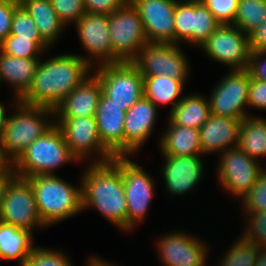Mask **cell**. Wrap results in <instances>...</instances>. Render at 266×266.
<instances>
[{"label": "cell", "mask_w": 266, "mask_h": 266, "mask_svg": "<svg viewBox=\"0 0 266 266\" xmlns=\"http://www.w3.org/2000/svg\"><path fill=\"white\" fill-rule=\"evenodd\" d=\"M246 227L241 237L258 246H266V212H245Z\"/></svg>", "instance_id": "cell-36"}, {"label": "cell", "mask_w": 266, "mask_h": 266, "mask_svg": "<svg viewBox=\"0 0 266 266\" xmlns=\"http://www.w3.org/2000/svg\"><path fill=\"white\" fill-rule=\"evenodd\" d=\"M241 119L215 116L210 114L208 120L199 128L200 145L203 155L220 154L227 149L238 147Z\"/></svg>", "instance_id": "cell-22"}, {"label": "cell", "mask_w": 266, "mask_h": 266, "mask_svg": "<svg viewBox=\"0 0 266 266\" xmlns=\"http://www.w3.org/2000/svg\"><path fill=\"white\" fill-rule=\"evenodd\" d=\"M217 177L220 185L236 198L251 190L265 167L249 157L239 147L219 154Z\"/></svg>", "instance_id": "cell-13"}, {"label": "cell", "mask_w": 266, "mask_h": 266, "mask_svg": "<svg viewBox=\"0 0 266 266\" xmlns=\"http://www.w3.org/2000/svg\"><path fill=\"white\" fill-rule=\"evenodd\" d=\"M40 58H18L0 52V78L13 86L14 100H19L30 88Z\"/></svg>", "instance_id": "cell-23"}, {"label": "cell", "mask_w": 266, "mask_h": 266, "mask_svg": "<svg viewBox=\"0 0 266 266\" xmlns=\"http://www.w3.org/2000/svg\"><path fill=\"white\" fill-rule=\"evenodd\" d=\"M266 20V0H239L233 21L247 35Z\"/></svg>", "instance_id": "cell-30"}, {"label": "cell", "mask_w": 266, "mask_h": 266, "mask_svg": "<svg viewBox=\"0 0 266 266\" xmlns=\"http://www.w3.org/2000/svg\"><path fill=\"white\" fill-rule=\"evenodd\" d=\"M241 199L245 212H266V169Z\"/></svg>", "instance_id": "cell-38"}, {"label": "cell", "mask_w": 266, "mask_h": 266, "mask_svg": "<svg viewBox=\"0 0 266 266\" xmlns=\"http://www.w3.org/2000/svg\"><path fill=\"white\" fill-rule=\"evenodd\" d=\"M200 48L211 59L229 66L231 70L248 67V35L232 24L220 25Z\"/></svg>", "instance_id": "cell-14"}, {"label": "cell", "mask_w": 266, "mask_h": 266, "mask_svg": "<svg viewBox=\"0 0 266 266\" xmlns=\"http://www.w3.org/2000/svg\"><path fill=\"white\" fill-rule=\"evenodd\" d=\"M221 24H233L239 0H201Z\"/></svg>", "instance_id": "cell-40"}, {"label": "cell", "mask_w": 266, "mask_h": 266, "mask_svg": "<svg viewBox=\"0 0 266 266\" xmlns=\"http://www.w3.org/2000/svg\"><path fill=\"white\" fill-rule=\"evenodd\" d=\"M13 106L16 107L15 112L6 116L0 130V149L10 163L54 125L50 119L54 118L53 109L27 106L17 100H14Z\"/></svg>", "instance_id": "cell-3"}, {"label": "cell", "mask_w": 266, "mask_h": 266, "mask_svg": "<svg viewBox=\"0 0 266 266\" xmlns=\"http://www.w3.org/2000/svg\"><path fill=\"white\" fill-rule=\"evenodd\" d=\"M51 3L65 26L74 25L86 13L83 0H51Z\"/></svg>", "instance_id": "cell-39"}, {"label": "cell", "mask_w": 266, "mask_h": 266, "mask_svg": "<svg viewBox=\"0 0 266 266\" xmlns=\"http://www.w3.org/2000/svg\"><path fill=\"white\" fill-rule=\"evenodd\" d=\"M86 266H115L112 263L110 264V262L108 263V261H104V259L102 260L100 257L97 256H91L90 259H88V263Z\"/></svg>", "instance_id": "cell-48"}, {"label": "cell", "mask_w": 266, "mask_h": 266, "mask_svg": "<svg viewBox=\"0 0 266 266\" xmlns=\"http://www.w3.org/2000/svg\"><path fill=\"white\" fill-rule=\"evenodd\" d=\"M19 0H0V44L10 34L11 23Z\"/></svg>", "instance_id": "cell-41"}, {"label": "cell", "mask_w": 266, "mask_h": 266, "mask_svg": "<svg viewBox=\"0 0 266 266\" xmlns=\"http://www.w3.org/2000/svg\"><path fill=\"white\" fill-rule=\"evenodd\" d=\"M238 147L258 161L266 156V119L249 115L241 121Z\"/></svg>", "instance_id": "cell-29"}, {"label": "cell", "mask_w": 266, "mask_h": 266, "mask_svg": "<svg viewBox=\"0 0 266 266\" xmlns=\"http://www.w3.org/2000/svg\"><path fill=\"white\" fill-rule=\"evenodd\" d=\"M10 34L24 39H42L33 18L20 4L14 11Z\"/></svg>", "instance_id": "cell-37"}, {"label": "cell", "mask_w": 266, "mask_h": 266, "mask_svg": "<svg viewBox=\"0 0 266 266\" xmlns=\"http://www.w3.org/2000/svg\"><path fill=\"white\" fill-rule=\"evenodd\" d=\"M139 11L151 43H175V7L178 0H130Z\"/></svg>", "instance_id": "cell-17"}, {"label": "cell", "mask_w": 266, "mask_h": 266, "mask_svg": "<svg viewBox=\"0 0 266 266\" xmlns=\"http://www.w3.org/2000/svg\"><path fill=\"white\" fill-rule=\"evenodd\" d=\"M179 44L147 43L133 63L142 76H164L181 80L184 84L189 75V62Z\"/></svg>", "instance_id": "cell-10"}, {"label": "cell", "mask_w": 266, "mask_h": 266, "mask_svg": "<svg viewBox=\"0 0 266 266\" xmlns=\"http://www.w3.org/2000/svg\"><path fill=\"white\" fill-rule=\"evenodd\" d=\"M55 120V121H54ZM63 136L71 154L84 162L97 153V158L91 163H107L113 156L102 146L95 116L76 118H53ZM85 159V160H84Z\"/></svg>", "instance_id": "cell-9"}, {"label": "cell", "mask_w": 266, "mask_h": 266, "mask_svg": "<svg viewBox=\"0 0 266 266\" xmlns=\"http://www.w3.org/2000/svg\"><path fill=\"white\" fill-rule=\"evenodd\" d=\"M6 116H7V115H6L5 107H4L3 104L0 102V130H1L2 125H3L4 122H5Z\"/></svg>", "instance_id": "cell-50"}, {"label": "cell", "mask_w": 266, "mask_h": 266, "mask_svg": "<svg viewBox=\"0 0 266 266\" xmlns=\"http://www.w3.org/2000/svg\"><path fill=\"white\" fill-rule=\"evenodd\" d=\"M112 42V63L133 62L141 49L149 43L137 8L128 0L109 14Z\"/></svg>", "instance_id": "cell-6"}, {"label": "cell", "mask_w": 266, "mask_h": 266, "mask_svg": "<svg viewBox=\"0 0 266 266\" xmlns=\"http://www.w3.org/2000/svg\"><path fill=\"white\" fill-rule=\"evenodd\" d=\"M174 15L175 44H193V0H178Z\"/></svg>", "instance_id": "cell-34"}, {"label": "cell", "mask_w": 266, "mask_h": 266, "mask_svg": "<svg viewBox=\"0 0 266 266\" xmlns=\"http://www.w3.org/2000/svg\"><path fill=\"white\" fill-rule=\"evenodd\" d=\"M15 171L13 169L12 163H10L1 173H0V205L4 198V192L6 187L15 177Z\"/></svg>", "instance_id": "cell-46"}, {"label": "cell", "mask_w": 266, "mask_h": 266, "mask_svg": "<svg viewBox=\"0 0 266 266\" xmlns=\"http://www.w3.org/2000/svg\"><path fill=\"white\" fill-rule=\"evenodd\" d=\"M19 3L33 18L42 39L53 46L66 26L55 12L51 0H19Z\"/></svg>", "instance_id": "cell-25"}, {"label": "cell", "mask_w": 266, "mask_h": 266, "mask_svg": "<svg viewBox=\"0 0 266 266\" xmlns=\"http://www.w3.org/2000/svg\"><path fill=\"white\" fill-rule=\"evenodd\" d=\"M78 161L70 152L60 128L54 124L12 163L15 175L28 178L55 174L66 163Z\"/></svg>", "instance_id": "cell-5"}, {"label": "cell", "mask_w": 266, "mask_h": 266, "mask_svg": "<svg viewBox=\"0 0 266 266\" xmlns=\"http://www.w3.org/2000/svg\"><path fill=\"white\" fill-rule=\"evenodd\" d=\"M144 97L149 99L156 107L158 105L172 104L170 111L183 99L184 83L171 77L143 76Z\"/></svg>", "instance_id": "cell-28"}, {"label": "cell", "mask_w": 266, "mask_h": 266, "mask_svg": "<svg viewBox=\"0 0 266 266\" xmlns=\"http://www.w3.org/2000/svg\"><path fill=\"white\" fill-rule=\"evenodd\" d=\"M128 0H83L85 12L112 14L121 8Z\"/></svg>", "instance_id": "cell-43"}, {"label": "cell", "mask_w": 266, "mask_h": 266, "mask_svg": "<svg viewBox=\"0 0 266 266\" xmlns=\"http://www.w3.org/2000/svg\"><path fill=\"white\" fill-rule=\"evenodd\" d=\"M62 251L36 246L23 266H73Z\"/></svg>", "instance_id": "cell-35"}, {"label": "cell", "mask_w": 266, "mask_h": 266, "mask_svg": "<svg viewBox=\"0 0 266 266\" xmlns=\"http://www.w3.org/2000/svg\"><path fill=\"white\" fill-rule=\"evenodd\" d=\"M10 164V162L4 157L0 149V173Z\"/></svg>", "instance_id": "cell-49"}, {"label": "cell", "mask_w": 266, "mask_h": 266, "mask_svg": "<svg viewBox=\"0 0 266 266\" xmlns=\"http://www.w3.org/2000/svg\"><path fill=\"white\" fill-rule=\"evenodd\" d=\"M168 114V119L176 125L199 129L210 116L209 99L198 93L184 95Z\"/></svg>", "instance_id": "cell-27"}, {"label": "cell", "mask_w": 266, "mask_h": 266, "mask_svg": "<svg viewBox=\"0 0 266 266\" xmlns=\"http://www.w3.org/2000/svg\"><path fill=\"white\" fill-rule=\"evenodd\" d=\"M167 122L169 126L159 139L162 155L204 156L200 145L199 129L176 125L170 119Z\"/></svg>", "instance_id": "cell-24"}, {"label": "cell", "mask_w": 266, "mask_h": 266, "mask_svg": "<svg viewBox=\"0 0 266 266\" xmlns=\"http://www.w3.org/2000/svg\"><path fill=\"white\" fill-rule=\"evenodd\" d=\"M34 192L37 210L48 227L62 222L83 210L82 185L74 186L56 174L26 178Z\"/></svg>", "instance_id": "cell-4"}, {"label": "cell", "mask_w": 266, "mask_h": 266, "mask_svg": "<svg viewBox=\"0 0 266 266\" xmlns=\"http://www.w3.org/2000/svg\"><path fill=\"white\" fill-rule=\"evenodd\" d=\"M266 51L250 52L247 70L252 79L266 82Z\"/></svg>", "instance_id": "cell-44"}, {"label": "cell", "mask_w": 266, "mask_h": 266, "mask_svg": "<svg viewBox=\"0 0 266 266\" xmlns=\"http://www.w3.org/2000/svg\"><path fill=\"white\" fill-rule=\"evenodd\" d=\"M157 253L164 266H205L208 248L205 241L184 231L160 235Z\"/></svg>", "instance_id": "cell-15"}, {"label": "cell", "mask_w": 266, "mask_h": 266, "mask_svg": "<svg viewBox=\"0 0 266 266\" xmlns=\"http://www.w3.org/2000/svg\"><path fill=\"white\" fill-rule=\"evenodd\" d=\"M166 162L163 165L165 188L172 195H182L192 192L199 185L204 174V163L201 155L172 156L163 155Z\"/></svg>", "instance_id": "cell-18"}, {"label": "cell", "mask_w": 266, "mask_h": 266, "mask_svg": "<svg viewBox=\"0 0 266 266\" xmlns=\"http://www.w3.org/2000/svg\"><path fill=\"white\" fill-rule=\"evenodd\" d=\"M250 52L266 51V20L248 34Z\"/></svg>", "instance_id": "cell-45"}, {"label": "cell", "mask_w": 266, "mask_h": 266, "mask_svg": "<svg viewBox=\"0 0 266 266\" xmlns=\"http://www.w3.org/2000/svg\"><path fill=\"white\" fill-rule=\"evenodd\" d=\"M74 25L81 45L89 56H82V58L86 60L92 68L96 67L95 65L98 62V65L112 63L109 16L106 14L86 12ZM94 61L97 62L94 63Z\"/></svg>", "instance_id": "cell-16"}, {"label": "cell", "mask_w": 266, "mask_h": 266, "mask_svg": "<svg viewBox=\"0 0 266 266\" xmlns=\"http://www.w3.org/2000/svg\"><path fill=\"white\" fill-rule=\"evenodd\" d=\"M33 232L0 221V260H17L23 266L33 245Z\"/></svg>", "instance_id": "cell-26"}, {"label": "cell", "mask_w": 266, "mask_h": 266, "mask_svg": "<svg viewBox=\"0 0 266 266\" xmlns=\"http://www.w3.org/2000/svg\"><path fill=\"white\" fill-rule=\"evenodd\" d=\"M250 74L247 69H233L218 82L209 99L210 114L245 119L249 97Z\"/></svg>", "instance_id": "cell-12"}, {"label": "cell", "mask_w": 266, "mask_h": 266, "mask_svg": "<svg viewBox=\"0 0 266 266\" xmlns=\"http://www.w3.org/2000/svg\"><path fill=\"white\" fill-rule=\"evenodd\" d=\"M156 107L144 96L140 98L129 110L124 119L125 156L135 154L152 134L157 120Z\"/></svg>", "instance_id": "cell-20"}, {"label": "cell", "mask_w": 266, "mask_h": 266, "mask_svg": "<svg viewBox=\"0 0 266 266\" xmlns=\"http://www.w3.org/2000/svg\"><path fill=\"white\" fill-rule=\"evenodd\" d=\"M50 46L43 39H24L9 34L0 44V52L18 58H40Z\"/></svg>", "instance_id": "cell-31"}, {"label": "cell", "mask_w": 266, "mask_h": 266, "mask_svg": "<svg viewBox=\"0 0 266 266\" xmlns=\"http://www.w3.org/2000/svg\"><path fill=\"white\" fill-rule=\"evenodd\" d=\"M0 221L31 232L46 227L39 216L31 184L26 179L15 176L6 187L0 205Z\"/></svg>", "instance_id": "cell-11"}, {"label": "cell", "mask_w": 266, "mask_h": 266, "mask_svg": "<svg viewBox=\"0 0 266 266\" xmlns=\"http://www.w3.org/2000/svg\"><path fill=\"white\" fill-rule=\"evenodd\" d=\"M219 261L218 266H254L258 257V245L238 237Z\"/></svg>", "instance_id": "cell-33"}, {"label": "cell", "mask_w": 266, "mask_h": 266, "mask_svg": "<svg viewBox=\"0 0 266 266\" xmlns=\"http://www.w3.org/2000/svg\"><path fill=\"white\" fill-rule=\"evenodd\" d=\"M201 0H193V44L199 47L220 26Z\"/></svg>", "instance_id": "cell-32"}, {"label": "cell", "mask_w": 266, "mask_h": 266, "mask_svg": "<svg viewBox=\"0 0 266 266\" xmlns=\"http://www.w3.org/2000/svg\"><path fill=\"white\" fill-rule=\"evenodd\" d=\"M94 69L102 94L125 111L144 96V79L133 62L106 63Z\"/></svg>", "instance_id": "cell-7"}, {"label": "cell", "mask_w": 266, "mask_h": 266, "mask_svg": "<svg viewBox=\"0 0 266 266\" xmlns=\"http://www.w3.org/2000/svg\"><path fill=\"white\" fill-rule=\"evenodd\" d=\"M111 162L121 171L127 202L128 232L146 216L154 198V180L141 166L125 157H113Z\"/></svg>", "instance_id": "cell-8"}, {"label": "cell", "mask_w": 266, "mask_h": 266, "mask_svg": "<svg viewBox=\"0 0 266 266\" xmlns=\"http://www.w3.org/2000/svg\"><path fill=\"white\" fill-rule=\"evenodd\" d=\"M126 111L101 94L96 122L102 146L113 157H125L124 119Z\"/></svg>", "instance_id": "cell-19"}, {"label": "cell", "mask_w": 266, "mask_h": 266, "mask_svg": "<svg viewBox=\"0 0 266 266\" xmlns=\"http://www.w3.org/2000/svg\"><path fill=\"white\" fill-rule=\"evenodd\" d=\"M248 107L266 110V82L250 77Z\"/></svg>", "instance_id": "cell-42"}, {"label": "cell", "mask_w": 266, "mask_h": 266, "mask_svg": "<svg viewBox=\"0 0 266 266\" xmlns=\"http://www.w3.org/2000/svg\"><path fill=\"white\" fill-rule=\"evenodd\" d=\"M81 54H60L39 62L29 90L18 100L54 109L93 71Z\"/></svg>", "instance_id": "cell-1"}, {"label": "cell", "mask_w": 266, "mask_h": 266, "mask_svg": "<svg viewBox=\"0 0 266 266\" xmlns=\"http://www.w3.org/2000/svg\"><path fill=\"white\" fill-rule=\"evenodd\" d=\"M87 165L80 178L83 210L95 208L114 226L128 231L127 202L121 171L111 161Z\"/></svg>", "instance_id": "cell-2"}, {"label": "cell", "mask_w": 266, "mask_h": 266, "mask_svg": "<svg viewBox=\"0 0 266 266\" xmlns=\"http://www.w3.org/2000/svg\"><path fill=\"white\" fill-rule=\"evenodd\" d=\"M101 94L100 80L92 72L53 109L54 118L96 116Z\"/></svg>", "instance_id": "cell-21"}, {"label": "cell", "mask_w": 266, "mask_h": 266, "mask_svg": "<svg viewBox=\"0 0 266 266\" xmlns=\"http://www.w3.org/2000/svg\"><path fill=\"white\" fill-rule=\"evenodd\" d=\"M254 266H266V246H258V257Z\"/></svg>", "instance_id": "cell-47"}]
</instances>
